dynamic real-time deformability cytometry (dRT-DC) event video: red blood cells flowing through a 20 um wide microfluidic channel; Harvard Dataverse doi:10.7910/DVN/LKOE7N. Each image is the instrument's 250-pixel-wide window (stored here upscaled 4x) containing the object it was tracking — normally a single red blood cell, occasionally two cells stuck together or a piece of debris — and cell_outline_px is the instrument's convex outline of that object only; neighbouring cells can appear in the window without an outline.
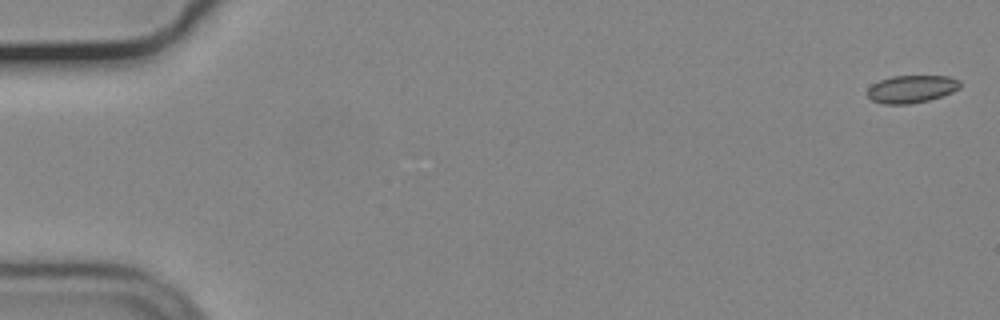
{"species": "common noctule bat (a hibernating species)", "species_latin": "Nyctalus noctula", "temperature_condition": "cold", "stored_images_in_passage": 57, "camera_frame_rate_fps": 3000, "um_per_image_px": 0.085, "animal": {"sex": "male", "body_mass_g": 19.2, "forearm_length_mm": 51.8}, "frame": {"image": 1, "passage_image": 2, "time_ms": 0.333, "image_size_px": [1000, 320], "cell_outline_px": [[960, 88], [952, 92], [928, 100], [908, 104], [884, 104], [872, 100], [868, 96], [868, 88], [872, 84], [880, 80], [892, 76], [948, 76], [960, 80]], "centroid_in_image_um": [77.48, 7.56], "position_along_channel_um": 7.5, "area_um2": 14.8}}
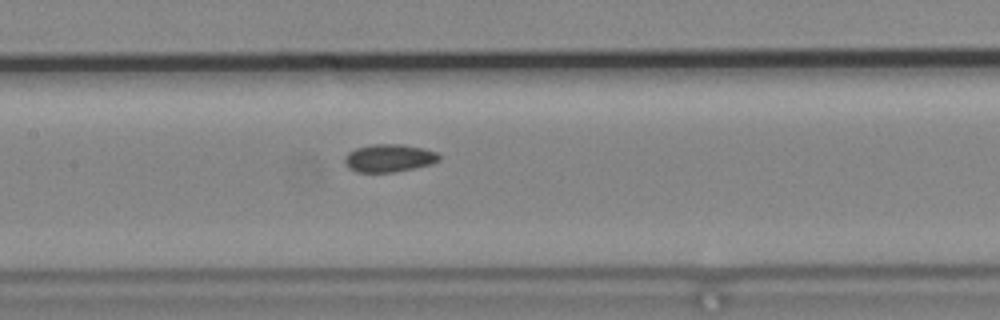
{"frame": {"image": 2, "passage_image": 28, "time_ms": 9.0, "image_size_px": [1000, 320], "cell_outline_px": [[440, 160], [432, 164], [396, 172], [356, 172], [348, 168], [344, 164], [344, 156], [348, 152], [356, 148], [372, 144], [400, 144], [424, 148], [436, 152], [440, 156]], "centroid_in_image_um": [33.05, 13.44], "position_along_channel_um": 174.4, "area_um2": 15.49}}
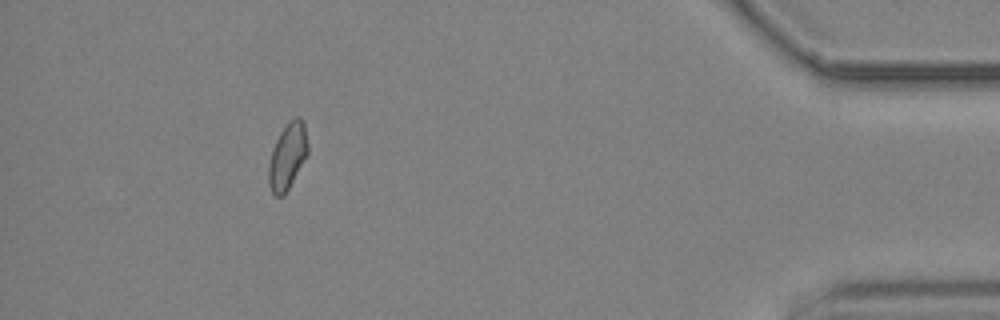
{"frame": {"image": 3, "passage_image": 52, "time_ms": 17.0, "image_size_px": [1000, 320], "cell_outline_px": [[308, 152], [284, 196], [276, 196], [272, 192], [268, 184], [268, 164], [272, 148], [280, 132], [288, 120], [296, 116], [300, 116], [304, 124], [308, 144]], "centroid_in_image_um": [24.42, 13.25], "position_along_channel_um": 410.8, "area_um2": 15.14}, "authors_computed_cell_mechanics": {"area_um2": 15.2014, "velocity_mm_per_s": 3.6877, "shape_relaxation_time_tau1_ms": null, "shape_relaxation_time_tau2_ms": 6.441, "deformation_change_tau1": null, "deformation_change_tau2": 0.1098}}